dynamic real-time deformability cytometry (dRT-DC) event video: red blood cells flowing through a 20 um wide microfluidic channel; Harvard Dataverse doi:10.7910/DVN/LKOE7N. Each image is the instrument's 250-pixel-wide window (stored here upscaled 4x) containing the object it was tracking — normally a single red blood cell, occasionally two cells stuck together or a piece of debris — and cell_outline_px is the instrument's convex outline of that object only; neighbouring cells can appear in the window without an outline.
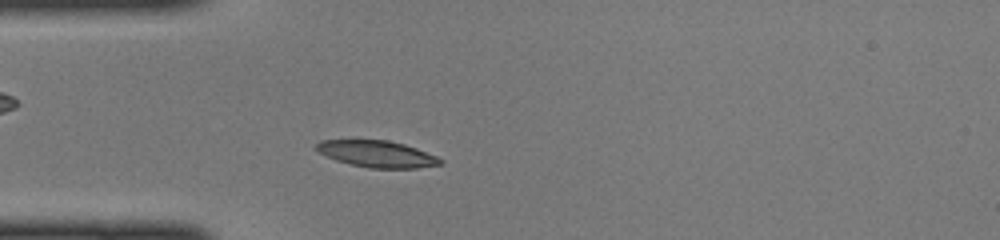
{"species": "common noctule bat (a hibernating species)", "species_latin": "Nyctalus noctula", "temperature_condition": "cold", "stored_images_in_passage": 42, "camera_frame_rate_fps": 3000, "um_per_image_px": 0.085, "animal": {"sex": "female", "body_mass_g": 22.0, "forearm_length_mm": 56.7}, "frame": {"image": 1, "passage_image": 8, "time_ms": 2.333, "image_size_px": [1000, 240], "cell_outline_px": [[444, 160], [440, 164], [416, 168], [368, 168], [336, 160], [312, 148], [320, 140], [388, 140], [404, 144], [416, 148], [436, 156]], "centroid_in_image_um": [32.03, 13.08], "position_along_channel_um": 53.0, "area_um2": 19.07}}
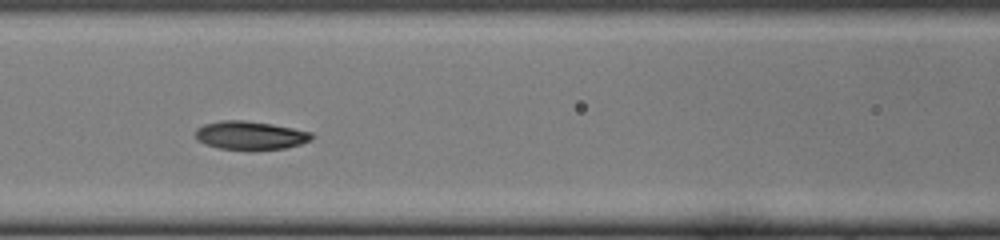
{"frame": {"image": 2, "passage_image": 15, "time_ms": 4.667, "image_size_px": [1000, 240], "cell_outline_px": [[312, 140], [300, 144], [284, 148], [220, 148], [204, 144], [196, 140], [196, 128], [204, 124], [220, 120], [244, 120], [272, 124], [312, 132]], "centroid_in_image_um": [21.24, 11.48], "position_along_channel_um": 145.4, "area_um2": 18.84}}
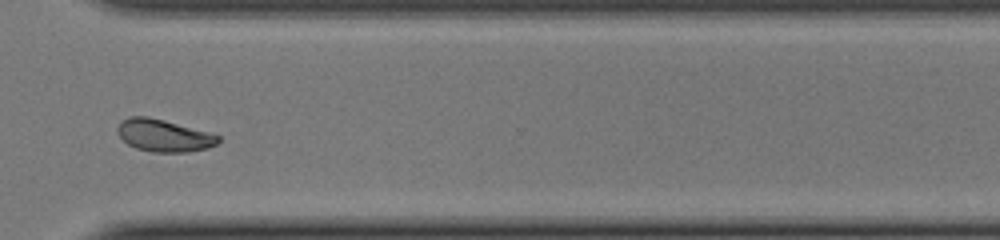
{"frame": {"image": 3, "passage_image": 30, "time_ms": 9.667, "image_size_px": [1000, 240], "cell_outline_px": [[220, 140], [216, 144], [208, 148], [188, 152], [152, 152], [136, 148], [128, 144], [116, 132], [116, 128], [120, 120], [128, 116], [148, 116], [164, 120], [208, 132], [220, 136]], "centroid_in_image_um": [13.89, 11.51], "position_along_channel_um": 356.7, "area_um2": 19.02}}